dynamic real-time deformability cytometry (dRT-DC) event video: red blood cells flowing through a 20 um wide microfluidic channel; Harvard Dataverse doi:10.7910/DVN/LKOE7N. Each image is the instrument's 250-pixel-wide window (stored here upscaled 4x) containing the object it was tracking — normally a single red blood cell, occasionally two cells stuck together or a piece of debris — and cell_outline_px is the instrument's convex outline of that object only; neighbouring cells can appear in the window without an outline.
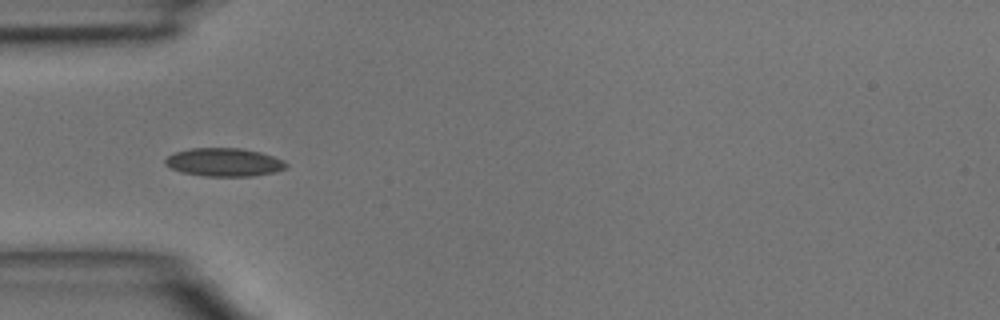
{"species": "common noctule bat (a hibernating species)", "species_latin": "Nyctalus noctula", "temperature_condition": "room temperature", "stored_images_in_passage": 24, "camera_frame_rate_fps": 3000, "um_per_image_px": 0.085, "animal": {"sex": "male", "body_mass_g": 15.6}, "frame": {"image": 1, "passage_image": 1, "time_ms": 0.0, "image_size_px": [1000, 320], "cell_outline_px": [[288, 168], [272, 172], [252, 176], [204, 176], [180, 172], [164, 164], [164, 160], [168, 156], [176, 152], [192, 148], [240, 148], [260, 152], [284, 160], [288, 164]], "centroid_in_image_um": [19.05, 13.79], "position_along_channel_um": 65.9, "area_um2": 19.88}}
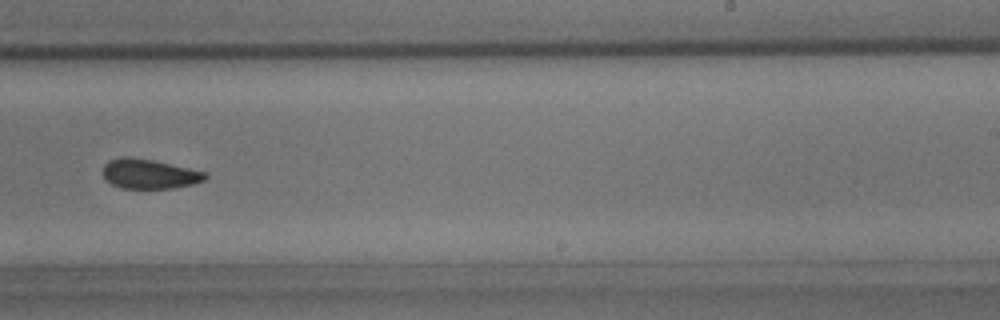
{"frame": {"image": 2, "passage_image": 16, "time_ms": 5.0, "image_size_px": [1000, 320], "cell_outline_px": [[208, 176], [204, 180], [192, 184], [172, 188], [120, 188], [112, 184], [104, 176], [104, 164], [108, 160], [120, 156], [128, 156], [152, 160], [188, 168], [204, 172]], "centroid_in_image_um": [12.66, 14.77], "position_along_channel_um": 276.3, "area_um2": 17.46}}
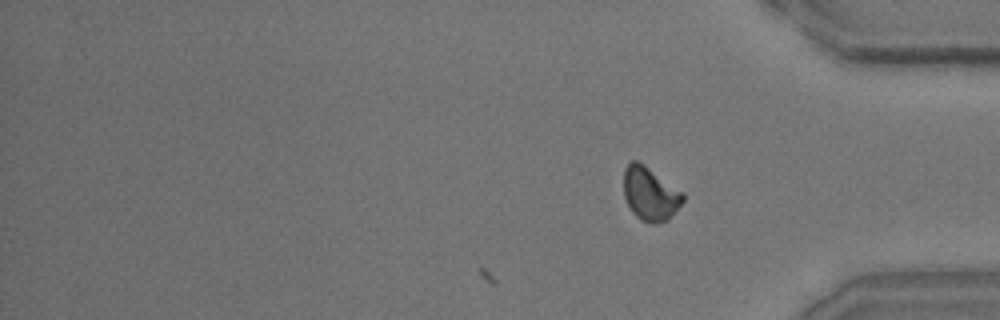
{"frame": {"image": 3, "passage_image": 24, "time_ms": 7.667, "image_size_px": [1000, 320], "cell_outline_px": [[684, 200], [668, 220], [656, 224], [648, 224], [640, 220], [632, 212], [624, 196], [624, 168], [632, 160], [636, 160], [644, 164], [684, 192]], "centroid_in_image_um": [55.27, 16.48], "position_along_channel_um": 379.9, "area_um2": 18.67}}